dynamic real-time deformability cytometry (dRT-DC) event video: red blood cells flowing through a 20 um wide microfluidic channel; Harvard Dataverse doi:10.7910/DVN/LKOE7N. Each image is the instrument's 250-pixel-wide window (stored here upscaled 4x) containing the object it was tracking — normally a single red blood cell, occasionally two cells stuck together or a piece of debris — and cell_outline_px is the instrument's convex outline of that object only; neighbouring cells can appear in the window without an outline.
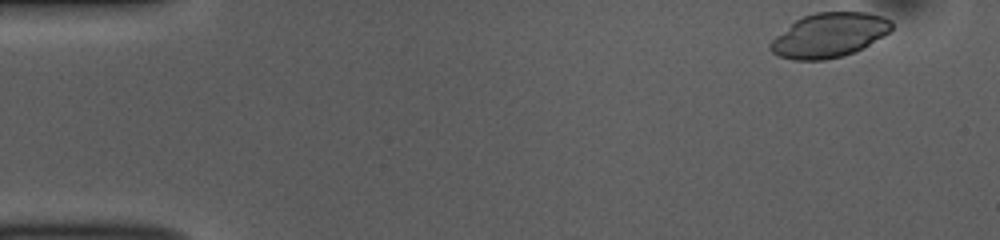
{"species": "common noctule bat (a hibernating species)", "species_latin": "Nyctalus noctula", "temperature_condition": "room temperature", "stored_images_in_passage": 50, "camera_frame_rate_fps": 3000, "um_per_image_px": 0.085, "animal": {"sex": "female", "body_mass_g": 10.0, "forearm_length_mm": 53.1}, "frame": {"image": 1, "passage_image": 1, "time_ms": 0.0, "image_size_px": [1000, 240], "cell_outline_px": [[892, 28], [884, 36], [844, 56], [824, 60], [792, 60], [780, 56], [772, 52], [768, 48], [768, 44], [776, 36], [796, 20], [804, 16], [816, 12], [864, 12], [884, 16], [892, 20]], "centroid_in_image_um": [70.47, 2.99], "position_along_channel_um": 14.5, "area_um2": 31.15}}